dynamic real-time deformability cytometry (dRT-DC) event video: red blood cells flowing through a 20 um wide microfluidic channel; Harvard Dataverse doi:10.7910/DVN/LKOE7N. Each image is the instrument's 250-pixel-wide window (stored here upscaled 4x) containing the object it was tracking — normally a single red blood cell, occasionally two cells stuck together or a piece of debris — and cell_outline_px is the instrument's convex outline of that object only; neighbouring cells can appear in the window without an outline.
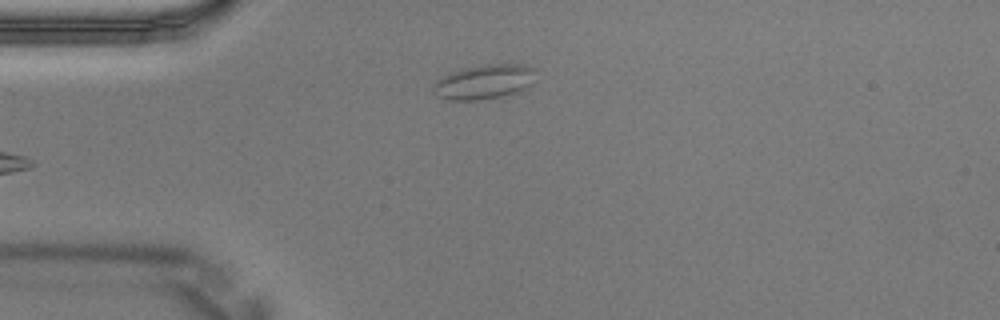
{"species": "Egyptian fruit bat (a non-hibernating species)", "species_latin": "Rousettus aegyptiacus", "temperature_condition": "warm", "stored_images_in_passage": 3, "camera_frame_rate_fps": 3000, "um_per_image_px": 0.085, "animal": {"sex": "male"}, "frame": {"image": 1, "passage_image": 3, "time_ms": 0.667, "image_size_px": [1000, 320], "cell_outline_px": [[536, 68], [528, 84], [524, 88], [516, 92], [500, 96], [476, 100], [448, 100], [436, 96], [432, 92], [432, 88], [436, 80], [452, 72], [464, 68], [484, 64], [524, 64]], "centroid_in_image_um": [41.08, 6.95], "position_along_channel_um": 43.9, "area_um2": 20.35}}